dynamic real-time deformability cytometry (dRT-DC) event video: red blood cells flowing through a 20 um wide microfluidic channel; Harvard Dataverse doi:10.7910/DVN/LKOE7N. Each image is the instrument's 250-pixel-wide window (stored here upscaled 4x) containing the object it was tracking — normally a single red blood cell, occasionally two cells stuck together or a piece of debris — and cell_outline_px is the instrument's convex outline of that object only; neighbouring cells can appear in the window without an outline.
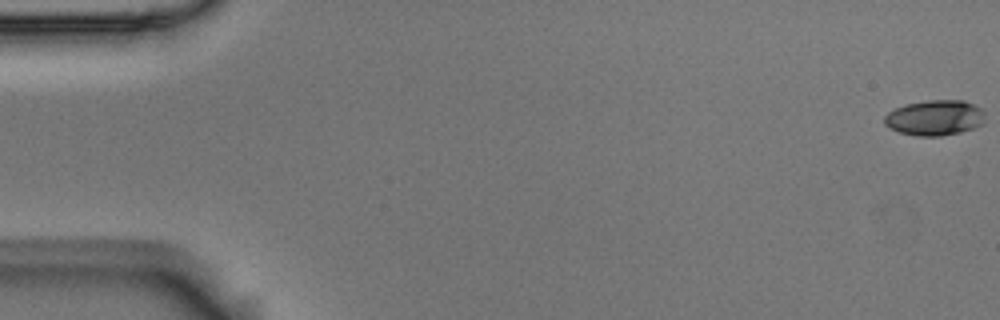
{"species": "Egyptian fruit bat (a non-hibernating species)", "species_latin": "Rousettus aegyptiacus", "temperature_condition": "room temperature", "stored_images_in_passage": 15, "camera_frame_rate_fps": 3000, "um_per_image_px": 0.085, "animal": {"sex": "male"}, "frame": {"image": 1, "passage_image": 1, "time_ms": 0.0, "image_size_px": [1000, 320], "cell_outline_px": [[984, 124], [960, 132], [940, 136], [916, 136], [900, 132], [888, 128], [884, 124], [884, 116], [888, 112], [904, 104], [928, 100], [964, 100], [980, 108], [984, 112]], "centroid_in_image_um": [79.44, 10.01], "position_along_channel_um": 5.6, "area_um2": 20.87}}
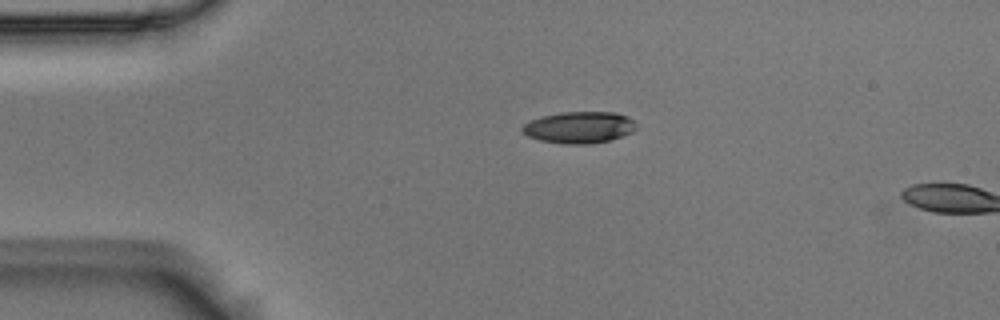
{"frame": {"image": 2, "passage_image": 13, "time_ms": 4.0, "image_size_px": [1000, 320], "cell_outline_px": [[636, 128], [632, 132], [608, 140], [588, 144], [564, 144], [540, 140], [528, 136], [520, 132], [520, 128], [524, 124], [540, 116], [560, 112], [616, 112], [628, 116], [636, 120]], "centroid_in_image_um": [49.22, 10.81], "position_along_channel_um": 35.8, "area_um2": 21.15}}